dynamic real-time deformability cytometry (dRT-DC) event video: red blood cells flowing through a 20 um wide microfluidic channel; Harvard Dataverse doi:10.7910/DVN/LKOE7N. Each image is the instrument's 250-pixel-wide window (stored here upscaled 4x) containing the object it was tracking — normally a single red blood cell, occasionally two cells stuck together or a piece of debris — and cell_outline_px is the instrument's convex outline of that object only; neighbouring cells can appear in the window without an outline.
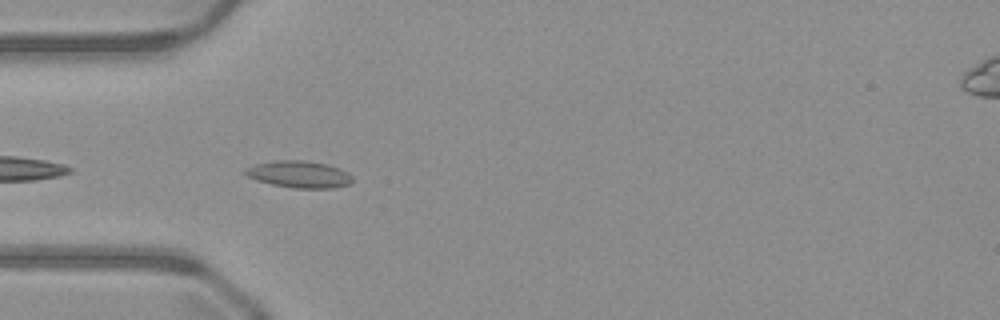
{"species": "common noctule bat (a hibernating species)", "species_latin": "Nyctalus noctula", "temperature_condition": "warm", "stored_images_in_passage": 34, "camera_frame_rate_fps": 3000, "um_per_image_px": 0.085, "animal": {"sex": "male", "body_mass_g": 23.1, "forearm_length_mm": 52.7}, "frame": {"image": 1, "passage_image": 2, "time_ms": 0.333, "image_size_px": [1000, 320], "cell_outline_px": [[352, 180], [348, 184], [332, 188], [296, 188], [272, 184], [256, 180], [248, 176], [244, 172], [244, 168], [256, 164], [276, 160], [304, 160], [328, 164], [340, 168], [348, 172], [352, 176]], "centroid_in_image_um": [25.43, 14.8], "position_along_channel_um": 59.6, "area_um2": 16.76}}
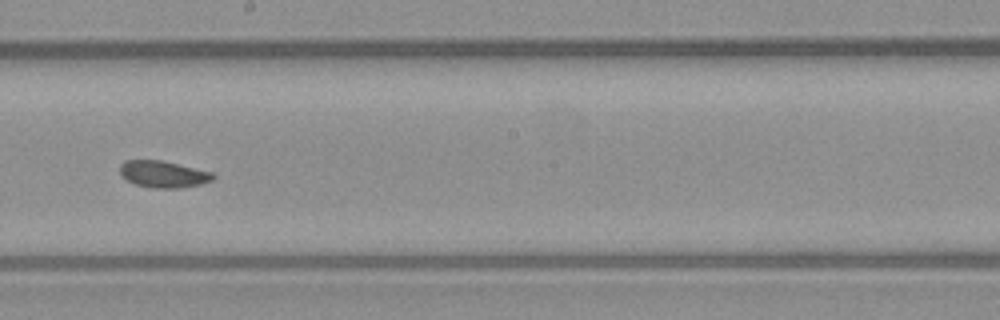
{"frame": {"image": 2, "passage_image": 15, "time_ms": 4.667, "image_size_px": [1000, 320], "cell_outline_px": [[216, 176], [212, 180], [200, 184], [180, 188], [152, 188], [136, 184], [128, 180], [120, 172], [120, 164], [124, 160], [164, 160], [212, 172]], "centroid_in_image_um": [13.9, 14.79], "position_along_channel_um": 234.3, "area_um2": 14.51}}
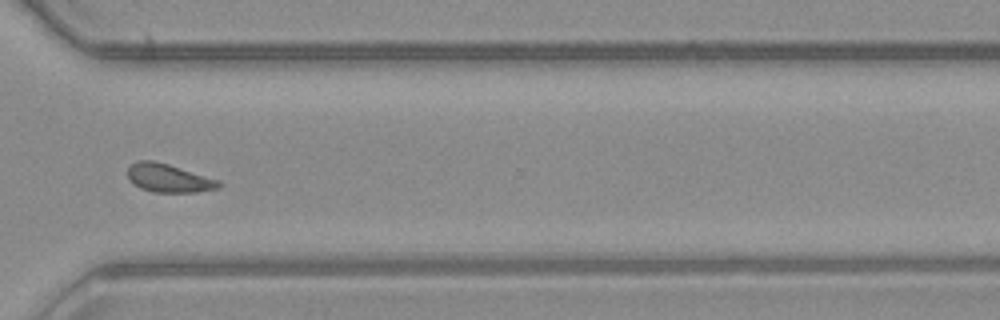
{"frame": {"image": 3, "passage_image": 24, "time_ms": 7.667, "image_size_px": [1000, 320], "cell_outline_px": [[220, 188], [196, 192], [152, 192], [140, 188], [128, 180], [128, 168], [136, 160], [152, 160], [168, 164], [220, 180]], "centroid_in_image_um": [14.32, 15.14], "position_along_channel_um": 356.3, "area_um2": 15.09}, "authors_computed_cell_mechanics": {"area_um2": 14.9991, "velocity_mm_per_s": 4.0682, "shape_relaxation_time_tau1_ms": 8.7196, "shape_relaxation_time_tau2_ms": null, "deformation_change_tau1": 0.114, "deformation_change_tau2": null}}